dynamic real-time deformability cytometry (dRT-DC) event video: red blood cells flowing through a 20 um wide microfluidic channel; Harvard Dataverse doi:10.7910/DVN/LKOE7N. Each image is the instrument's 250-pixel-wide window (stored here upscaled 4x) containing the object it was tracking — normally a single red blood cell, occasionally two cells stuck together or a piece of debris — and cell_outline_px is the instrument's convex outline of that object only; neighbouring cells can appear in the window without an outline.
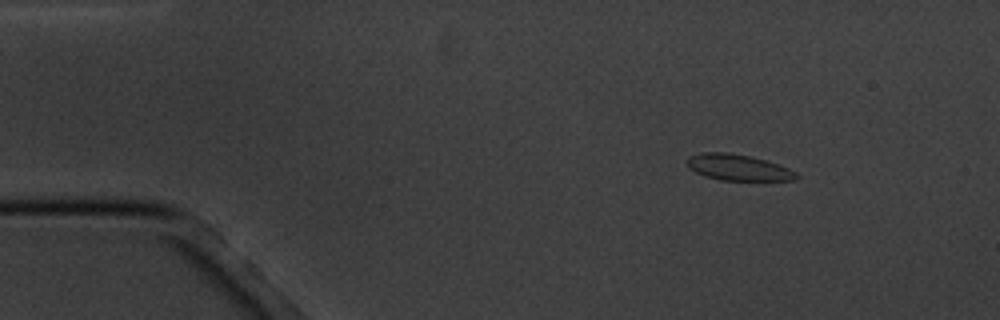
{"species": "common noctule bat (a hibernating species)", "species_latin": "Nyctalus noctula", "temperature_condition": "cold", "stored_images_in_passage": 5, "camera_frame_rate_fps": 3000, "um_per_image_px": 0.085, "animal": {"sex": "male", "body_mass_g": 20.1, "forearm_length_mm": 53.5}, "frame": {"image": 1, "passage_image": 2, "time_ms": 1.0, "image_size_px": [1000, 320], "cell_outline_px": [[800, 176], [796, 180], [720, 180], [704, 176], [688, 168], [688, 156], [700, 152], [728, 152], [748, 156], [764, 160], [788, 168], [796, 172]], "centroid_in_image_um": [62.71, 14.23], "position_along_channel_um": 22.3, "area_um2": 16.53}}
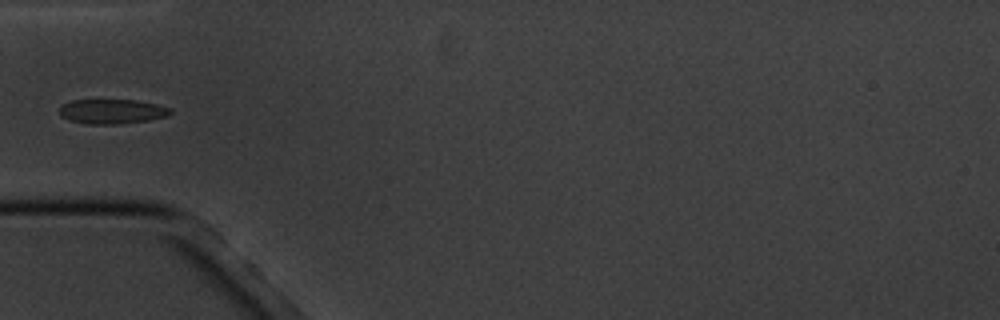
{"frame": {"image": 2, "passage_image": 5, "time_ms": 4.667, "image_size_px": [1000, 320], "cell_outline_px": [[172, 112], [168, 116], [148, 120], [116, 124], [88, 124], [72, 120], [60, 116], [60, 104], [72, 100], [140, 100], [172, 108]], "centroid_in_image_um": [9.54, 9.46], "position_along_channel_um": 75.5, "area_um2": 15.95}}